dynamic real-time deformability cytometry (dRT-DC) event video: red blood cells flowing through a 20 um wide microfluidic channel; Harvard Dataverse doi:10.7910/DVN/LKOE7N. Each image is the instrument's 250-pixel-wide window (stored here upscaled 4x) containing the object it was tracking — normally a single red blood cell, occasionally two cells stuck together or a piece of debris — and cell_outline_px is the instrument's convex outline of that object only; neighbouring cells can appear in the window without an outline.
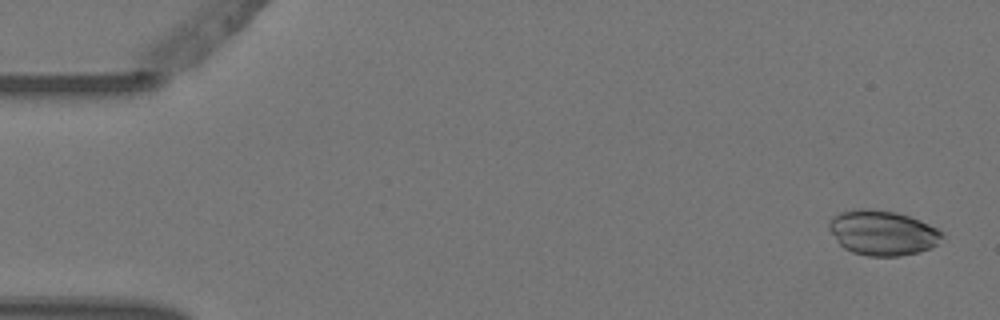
{"species": "Egyptian fruit bat (a non-hibernating species)", "species_latin": "Rousettus aegyptiacus", "temperature_condition": "warm", "stored_images_in_passage": 5, "camera_frame_rate_fps": 3000, "um_per_image_px": 0.085, "animal": {"sex": "female"}, "frame": {"image": 1, "passage_image": 1, "time_ms": 0.0, "image_size_px": [1000, 320], "cell_outline_px": [[944, 236], [932, 248], [920, 252], [900, 256], [868, 256], [852, 252], [844, 248], [836, 240], [828, 228], [828, 224], [832, 216], [840, 212], [852, 208], [868, 208], [896, 212], [920, 220], [944, 232]], "centroid_in_image_um": [75.0, 19.78], "position_along_channel_um": 10.0, "area_um2": 29.88}}